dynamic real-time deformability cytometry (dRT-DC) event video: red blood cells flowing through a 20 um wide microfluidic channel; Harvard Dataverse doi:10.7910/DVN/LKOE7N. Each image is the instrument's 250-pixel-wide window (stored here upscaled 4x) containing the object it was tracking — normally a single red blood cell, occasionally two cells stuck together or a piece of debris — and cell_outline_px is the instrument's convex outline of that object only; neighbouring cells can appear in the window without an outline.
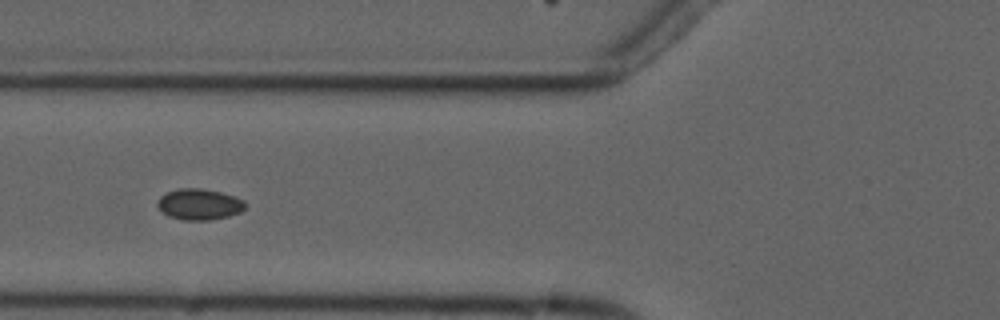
{"species": "common noctule bat (a hibernating species)", "species_latin": "Nyctalus noctula", "temperature_condition": "cold", "stored_images_in_passage": 6, "camera_frame_rate_fps": 3000, "um_per_image_px": 0.085, "animal": {"sex": "male", "forearm_length_mm": 52.5}, "frame": {"image": 1, "passage_image": 4, "time_ms": 3.667, "image_size_px": [1000, 320], "cell_outline_px": [[248, 204], [240, 212], [228, 216], [212, 220], [184, 220], [168, 216], [156, 204], [156, 200], [160, 196], [168, 192], [180, 188], [200, 188], [220, 192], [244, 200]], "centroid_in_image_um": [16.94, 17.37], "position_along_channel_um": 108.9, "area_um2": 15.84}}
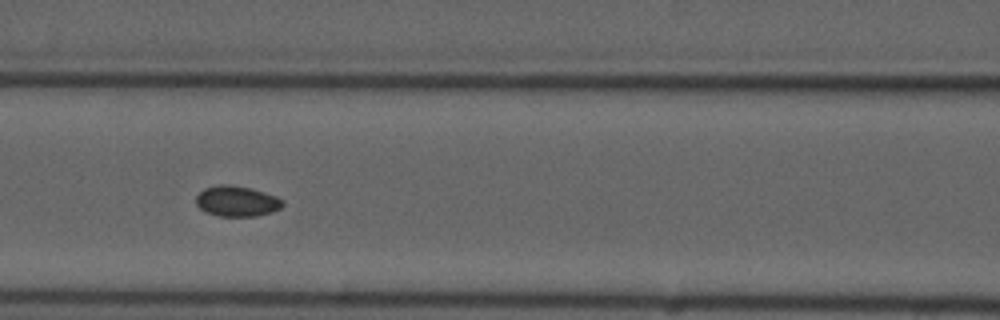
{"frame": {"image": 2, "passage_image": 5, "time_ms": 4.667, "image_size_px": [1000, 320], "cell_outline_px": [[284, 204], [280, 208], [272, 212], [256, 216], [216, 216], [204, 212], [196, 204], [196, 196], [204, 188], [220, 184], [232, 184], [252, 188], [276, 196], [284, 200]], "centroid_in_image_um": [20.12, 17.09], "position_along_channel_um": 146.5, "area_um2": 15.66}}
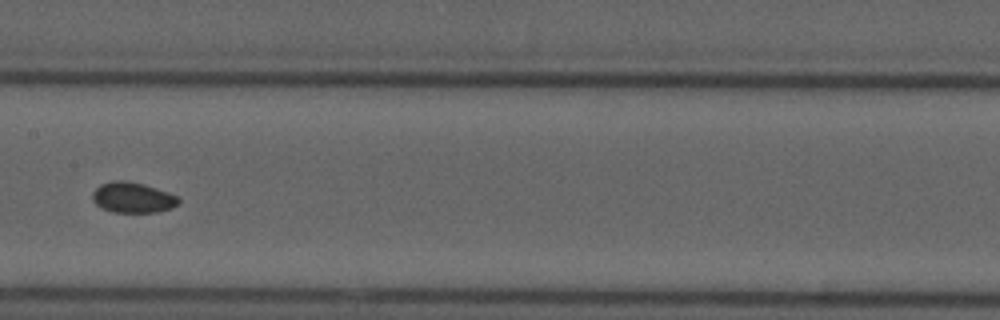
{"frame": {"image": 3, "passage_image": 6, "time_ms": 6.0, "image_size_px": [1000, 320], "cell_outline_px": [[180, 200], [176, 204], [168, 208], [156, 212], [112, 212], [100, 208], [92, 200], [92, 192], [100, 184], [112, 180], [124, 180], [144, 184], [168, 192], [176, 196]], "centroid_in_image_um": [11.21, 16.78], "position_along_channel_um": 196.2, "area_um2": 15.26}}